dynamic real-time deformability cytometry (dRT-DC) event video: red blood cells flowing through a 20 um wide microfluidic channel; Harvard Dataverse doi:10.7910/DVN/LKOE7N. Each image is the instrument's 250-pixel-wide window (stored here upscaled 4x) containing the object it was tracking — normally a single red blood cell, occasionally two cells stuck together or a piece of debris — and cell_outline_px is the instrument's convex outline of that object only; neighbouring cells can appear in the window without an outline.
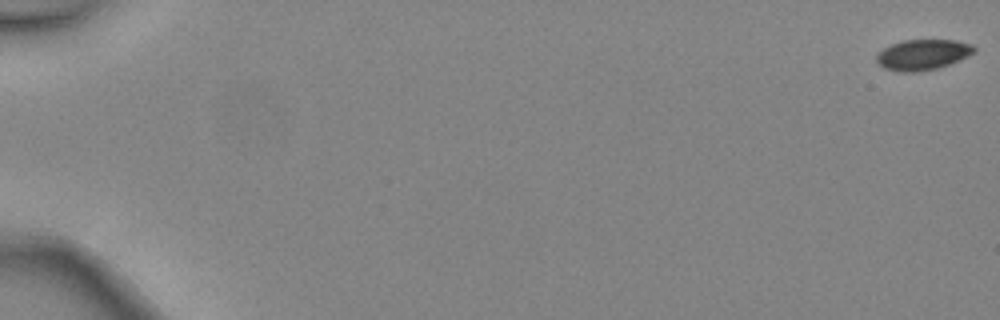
{"species": "common noctule bat (a hibernating species)", "species_latin": "Nyctalus noctula", "temperature_condition": "warm", "stored_images_in_passage": 6, "camera_frame_rate_fps": 3000, "um_per_image_px": 0.085, "animal": {"sex": "female", "body_mass_g": 24.6, "forearm_length_mm": 56.2}, "frame": {"image": 1, "passage_image": 1, "time_ms": 0.0, "image_size_px": [1000, 320], "cell_outline_px": [[976, 52], [968, 56], [948, 64], [936, 68], [916, 72], [900, 72], [884, 68], [876, 60], [876, 56], [884, 48], [892, 44], [904, 40], [956, 40], [972, 44], [976, 48]], "centroid_in_image_um": [78.45, 4.64], "position_along_channel_um": 6.5, "area_um2": 17.22}}
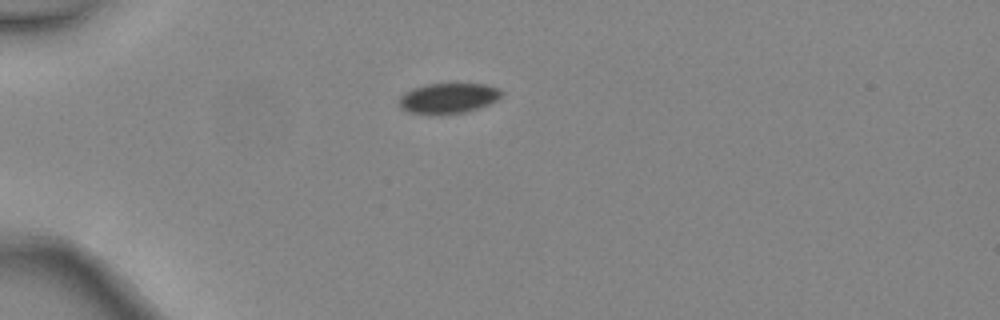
{"frame": {"image": 2, "passage_image": 5, "time_ms": 1.333, "image_size_px": [1000, 320], "cell_outline_px": [[504, 92], [496, 100], [480, 108], [464, 112], [408, 112], [400, 108], [400, 96], [404, 92], [412, 88], [428, 84], [484, 84], [500, 88]], "centroid_in_image_um": [38.13, 8.31], "position_along_channel_um": 46.9, "area_um2": 17.57}}